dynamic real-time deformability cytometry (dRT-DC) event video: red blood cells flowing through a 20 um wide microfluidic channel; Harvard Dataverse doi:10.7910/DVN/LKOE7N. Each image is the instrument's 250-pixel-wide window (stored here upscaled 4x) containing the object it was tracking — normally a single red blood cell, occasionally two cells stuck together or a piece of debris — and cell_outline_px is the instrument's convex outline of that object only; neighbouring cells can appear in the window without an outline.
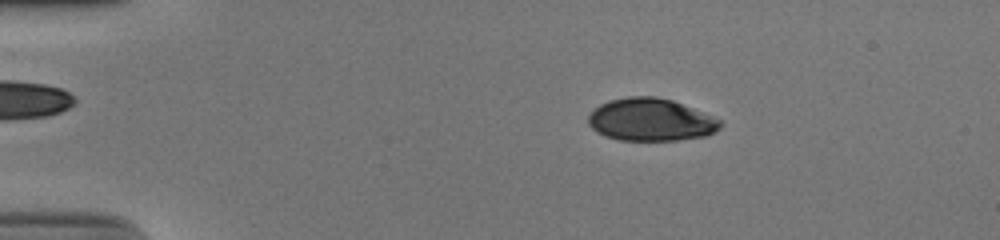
{"species": "human", "species_latin": "Homo sapiens", "temperature_condition": "cold", "stored_images_in_passage": 53, "camera_frame_rate_fps": 3000, "um_per_image_px": 0.085, "donor": {"sex": "male"}, "frame": {"image": 1, "passage_image": 10, "time_ms": 3.0, "image_size_px": [1000, 240], "cell_outline_px": [[724, 124], [716, 132], [708, 136], [676, 140], [620, 140], [604, 136], [596, 132], [588, 124], [588, 116], [600, 104], [608, 100], [628, 96], [656, 96], [672, 100], [712, 116], [720, 120]], "centroid_in_image_um": [55.32, 10.18], "position_along_channel_um": 29.7, "area_um2": 32.89}}
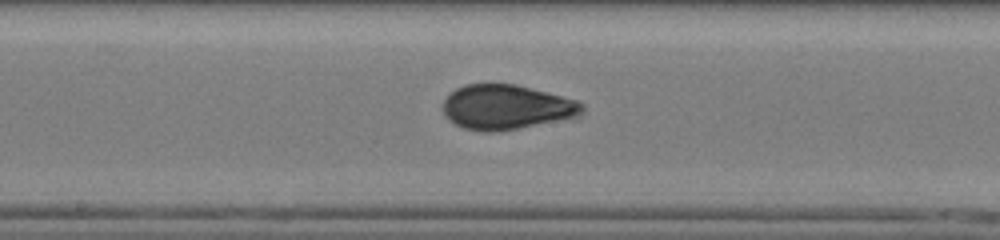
{"frame": {"image": 2, "passage_image": 29, "time_ms": 9.333, "image_size_px": [1000, 240], "cell_outline_px": [[584, 108], [580, 112], [572, 116], [556, 120], [516, 128], [492, 132], [484, 132], [464, 128], [448, 120], [444, 116], [444, 100], [456, 88], [464, 84], [516, 84], [576, 100]], "centroid_in_image_um": [42.94, 9.09], "position_along_channel_um": 205.3, "area_um2": 35.37}}
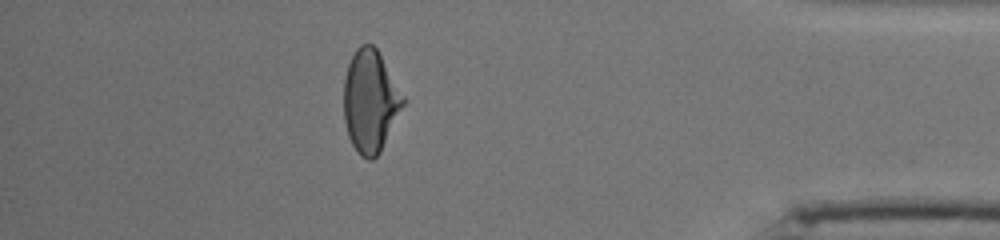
{"frame": {"image": 3, "passage_image": 47, "time_ms": 15.333, "image_size_px": [1000, 240], "cell_outline_px": [[404, 104], [380, 152], [372, 160], [368, 160], [360, 156], [352, 144], [348, 136], [344, 120], [344, 76], [348, 64], [356, 48], [360, 44], [372, 44], [376, 48], [404, 96]], "centroid_in_image_um": [31.45, 8.61], "position_along_channel_um": 403.8, "area_um2": 35.08}, "authors_computed_cell_mechanics": {"area_um2": 35.3158, "velocity_mm_per_s": 3.9213, "shape_relaxation_time_tau1_ms": 4.9744, "shape_relaxation_time_tau2_ms": 1.124, "deformation_change_tau1": 0.1654, "deformation_change_tau2": 0.0423}}